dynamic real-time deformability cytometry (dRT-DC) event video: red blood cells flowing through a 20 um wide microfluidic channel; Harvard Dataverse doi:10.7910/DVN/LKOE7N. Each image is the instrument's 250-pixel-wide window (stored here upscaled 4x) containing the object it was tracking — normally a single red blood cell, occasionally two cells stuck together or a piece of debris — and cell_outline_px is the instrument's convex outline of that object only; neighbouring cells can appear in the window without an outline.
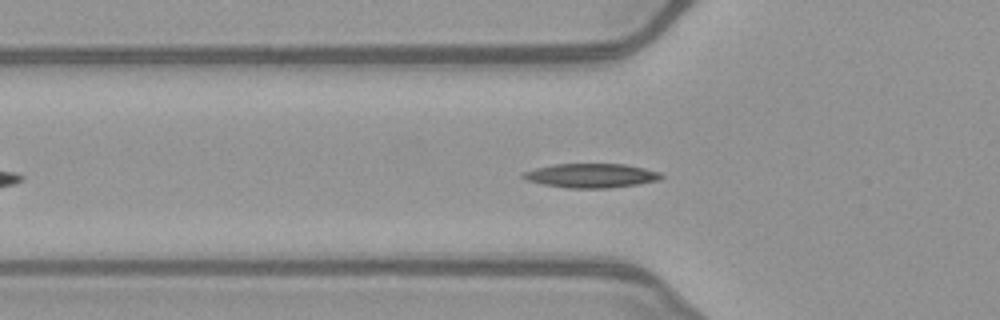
{"species": "common noctule bat (a hibernating species)", "species_latin": "Nyctalus noctula", "temperature_condition": "warm", "stored_images_in_passage": 45, "camera_frame_rate_fps": 3000, "um_per_image_px": 0.085, "animal": {"sex": "female", "body_mass_g": 21.9}, "frame": {"image": 1, "passage_image": 10, "time_ms": 3.0, "image_size_px": [1000, 320], "cell_outline_px": [[664, 176], [660, 180], [636, 184], [608, 188], [568, 188], [544, 184], [528, 180], [520, 176], [524, 172], [536, 168], [552, 164], [624, 164], [644, 168], [660, 172]], "centroid_in_image_um": [50.27, 14.92], "position_along_channel_um": 75.5, "area_um2": 19.31}}
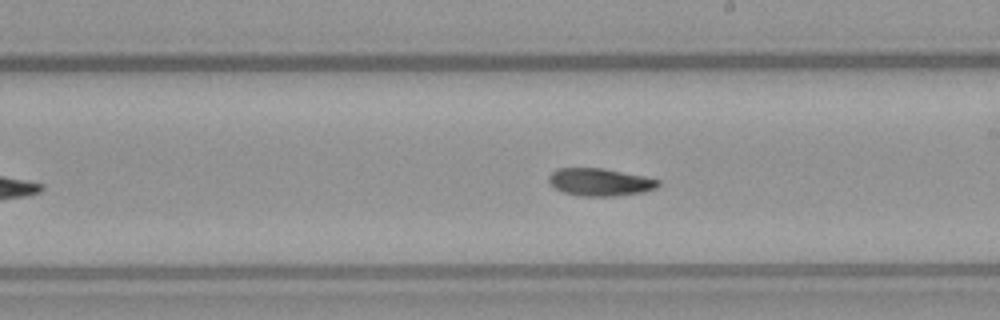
{"frame": {"image": 2, "passage_image": 22, "time_ms": 7.0, "image_size_px": [1000, 320], "cell_outline_px": [[660, 184], [656, 188], [644, 192], [612, 196], [580, 196], [564, 192], [548, 184], [548, 176], [556, 168], [604, 168], [644, 176], [660, 180]], "centroid_in_image_um": [50.98, 15.47], "position_along_channel_um": 238.0, "area_um2": 17.69}}
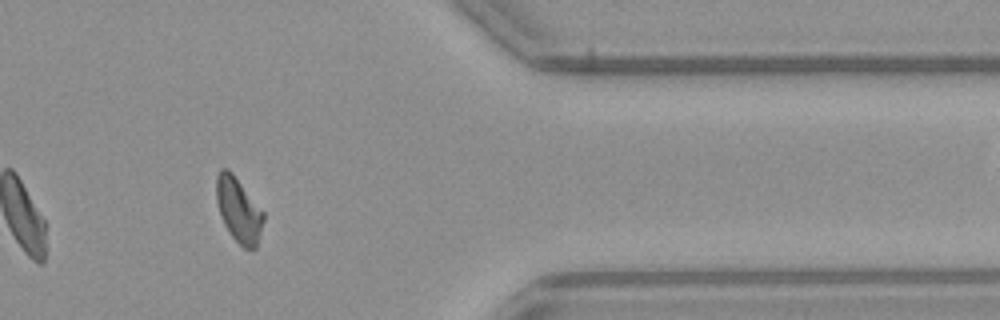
{"frame": {"image": 3, "passage_image": 35, "time_ms": 11.333, "image_size_px": [1000, 320], "cell_outline_px": [[264, 220], [256, 248], [244, 248], [228, 232], [224, 224], [216, 200], [216, 176], [220, 168], [228, 168], [232, 172], [264, 212]], "centroid_in_image_um": [20.27, 17.81], "position_along_channel_um": 391.1, "area_um2": 17.63}, "authors_computed_cell_mechanics": {"area_um2": 17.8602, "velocity_mm_per_s": 4.0296, "shape_relaxation_time_tau1_ms": 9.5492, "shape_relaxation_time_tau2_ms": 6.4983, "deformation_change_tau1": 0.2435, "deformation_change_tau2": 0.125}}